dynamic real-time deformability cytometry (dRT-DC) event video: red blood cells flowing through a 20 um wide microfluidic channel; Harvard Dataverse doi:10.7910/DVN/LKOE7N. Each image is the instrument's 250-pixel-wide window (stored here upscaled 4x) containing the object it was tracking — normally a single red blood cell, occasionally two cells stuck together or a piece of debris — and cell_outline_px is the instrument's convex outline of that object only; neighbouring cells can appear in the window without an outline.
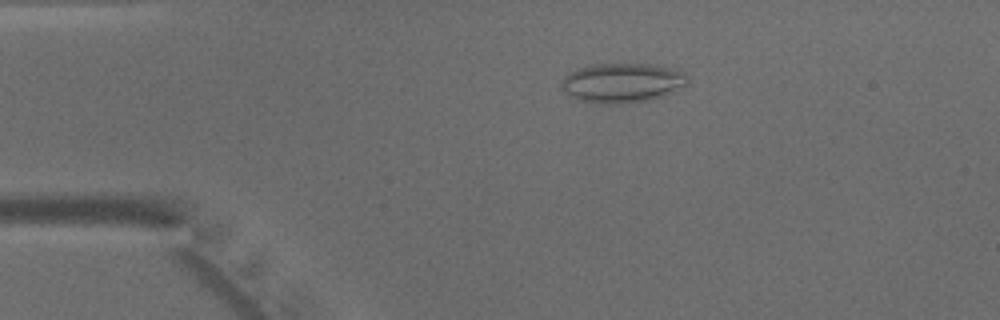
{"species": "common noctule bat (a hibernating species)", "species_latin": "Nyctalus noctula", "temperature_condition": "warm", "stored_images_in_passage": 46, "camera_frame_rate_fps": 3000, "um_per_image_px": 0.085, "animal": {"sex": "male", "body_mass_g": 15.6}, "frame": {"image": 1, "passage_image": 9, "time_ms": 2.667, "image_size_px": [1000, 320], "cell_outline_px": [[688, 84], [652, 100], [620, 104], [604, 104], [580, 100], [564, 92], [560, 88], [560, 84], [564, 76], [580, 68], [592, 64], [652, 64], [684, 72], [688, 76]], "centroid_in_image_um": [52.88, 7.05], "position_along_channel_um": 32.1, "area_um2": 28.96}}
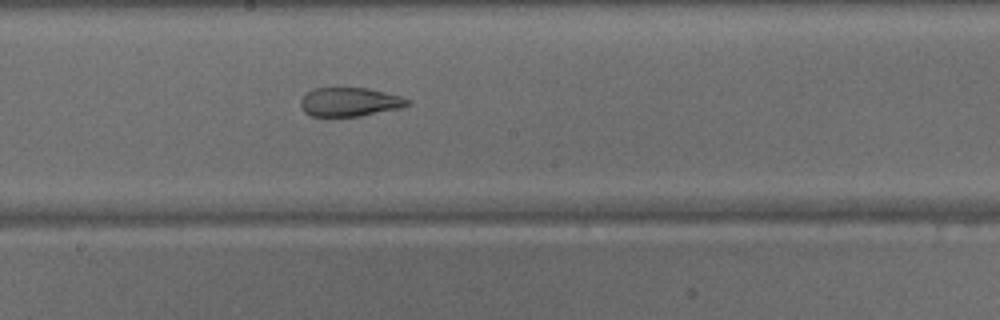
{"frame": {"image": 2, "passage_image": 25, "time_ms": 8.0, "image_size_px": [1000, 320], "cell_outline_px": [[412, 104], [400, 108], [360, 116], [312, 116], [304, 112], [300, 104], [300, 100], [312, 88], [368, 88], [400, 96], [412, 100]], "centroid_in_image_um": [29.75, 8.66], "position_along_channel_um": 218.5, "area_um2": 17.98}}
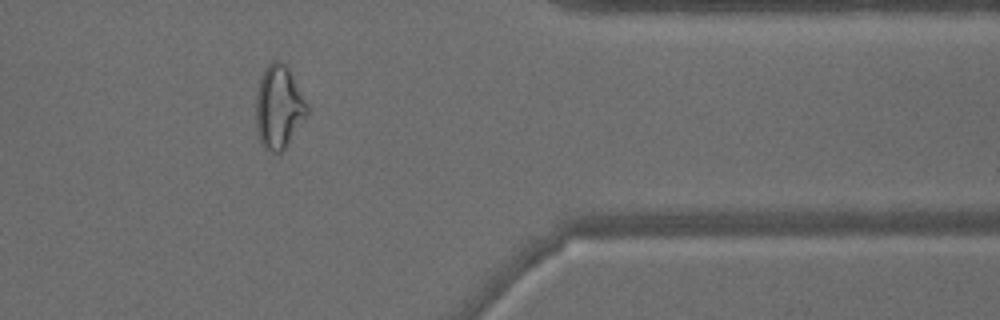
{"frame": {"image": 3, "passage_image": 38, "time_ms": 12.333, "image_size_px": [1000, 320], "cell_outline_px": [[308, 116], [284, 148], [280, 152], [272, 152], [260, 140], [256, 128], [256, 96], [260, 76], [264, 68], [272, 60], [280, 60], [288, 68], [308, 104]], "centroid_in_image_um": [23.7, 9.06], "position_along_channel_um": 387.7, "area_um2": 24.68}}